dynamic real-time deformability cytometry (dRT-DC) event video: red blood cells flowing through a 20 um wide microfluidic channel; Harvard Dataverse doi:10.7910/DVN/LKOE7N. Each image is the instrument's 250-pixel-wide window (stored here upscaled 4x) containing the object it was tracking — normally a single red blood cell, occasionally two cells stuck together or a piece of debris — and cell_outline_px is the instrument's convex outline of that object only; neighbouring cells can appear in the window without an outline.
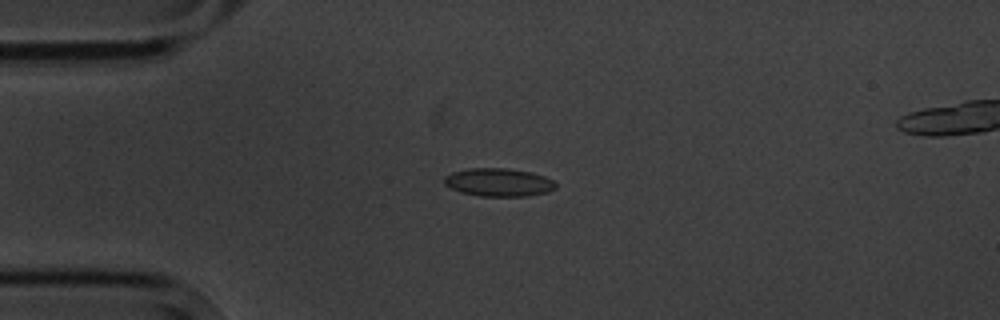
{"species": "common noctule bat (a hibernating species)", "species_latin": "Nyctalus noctula", "temperature_condition": "cold", "stored_images_in_passage": 7, "camera_frame_rate_fps": 3000, "um_per_image_px": 0.085, "animal": {"sex": "male", "body_mass_g": 20.1, "forearm_length_mm": 53.5}, "frame": {"image": 1, "passage_image": 4, "time_ms": 3.667, "image_size_px": [1000, 320], "cell_outline_px": [[556, 188], [548, 192], [528, 196], [480, 196], [460, 192], [444, 184], [444, 176], [452, 172], [468, 168], [504, 168], [532, 172], [544, 176], [552, 180], [556, 184]], "centroid_in_image_um": [42.38, 15.5], "position_along_channel_um": 42.6, "area_um2": 18.32}}
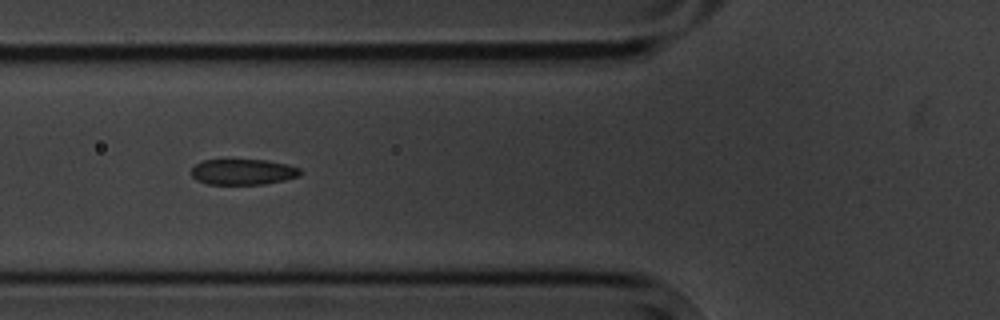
{"frame": {"image": 2, "passage_image": 6, "time_ms": 6.0, "image_size_px": [1000, 320], "cell_outline_px": [[300, 176], [284, 180], [264, 184], [208, 184], [196, 180], [192, 176], [192, 168], [196, 164], [204, 160], [268, 160], [288, 164], [300, 168]], "centroid_in_image_um": [20.67, 14.61], "position_along_channel_um": 105.1, "area_um2": 16.3}}
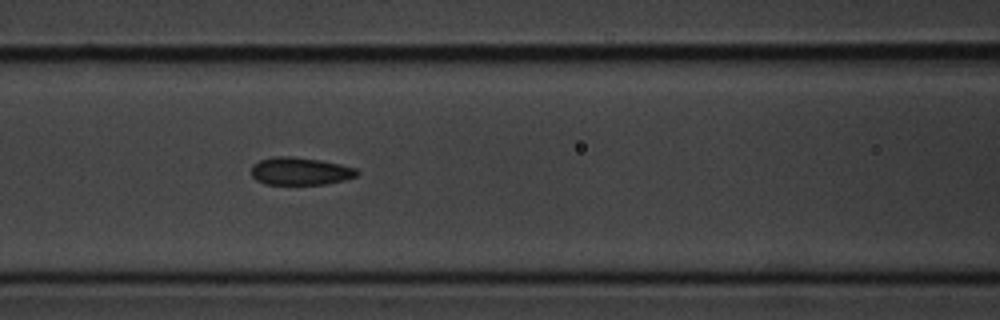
{"frame": {"image": 3, "passage_image": 7, "time_ms": 7.0, "image_size_px": [1000, 320], "cell_outline_px": [[360, 172], [356, 176], [344, 180], [324, 184], [264, 184], [256, 180], [252, 176], [252, 164], [260, 160], [272, 156], [292, 156], [320, 160], [340, 164], [356, 168]], "centroid_in_image_um": [25.5, 14.54], "position_along_channel_um": 141.1, "area_um2": 17.11}}